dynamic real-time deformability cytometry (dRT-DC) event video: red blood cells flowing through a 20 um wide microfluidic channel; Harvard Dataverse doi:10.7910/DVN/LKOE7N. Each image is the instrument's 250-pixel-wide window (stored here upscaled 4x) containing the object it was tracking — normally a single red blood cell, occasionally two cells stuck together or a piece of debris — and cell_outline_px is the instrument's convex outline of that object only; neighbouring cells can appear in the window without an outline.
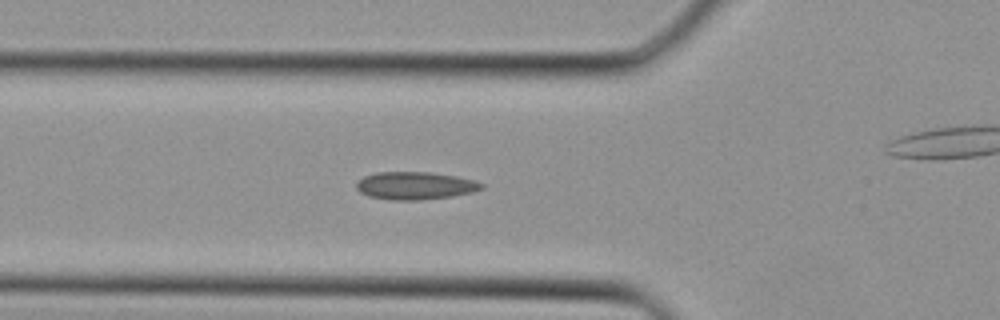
{"species": "Egyptian fruit bat (a non-hibernating species)", "species_latin": "Rousettus aegyptiacus", "temperature_condition": "cold", "stored_images_in_passage": 13, "camera_frame_rate_fps": 3000, "um_per_image_px": 0.085, "animal": {"sex": "female"}, "frame": {"image": 1, "passage_image": 4, "time_ms": 1.0, "image_size_px": [1000, 320], "cell_outline_px": [[484, 188], [472, 192], [452, 196], [420, 200], [388, 200], [368, 196], [360, 192], [356, 188], [356, 184], [364, 176], [376, 172], [428, 172], [456, 176], [476, 180], [484, 184]], "centroid_in_image_um": [35.3, 15.78], "position_along_channel_um": 90.5, "area_um2": 20.29}}
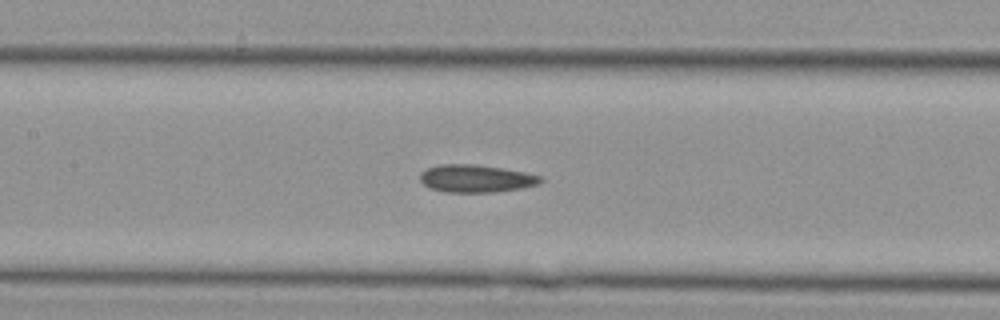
{"frame": {"image": 2, "passage_image": 8, "time_ms": 2.333, "image_size_px": [1000, 320], "cell_outline_px": [[544, 180], [540, 184], [520, 188], [492, 192], [444, 192], [432, 188], [424, 184], [420, 180], [420, 172], [428, 168], [440, 164], [476, 164], [524, 172], [540, 176]], "centroid_in_image_um": [40.45, 15.17], "position_along_channel_um": 166.9, "area_um2": 19.25}}
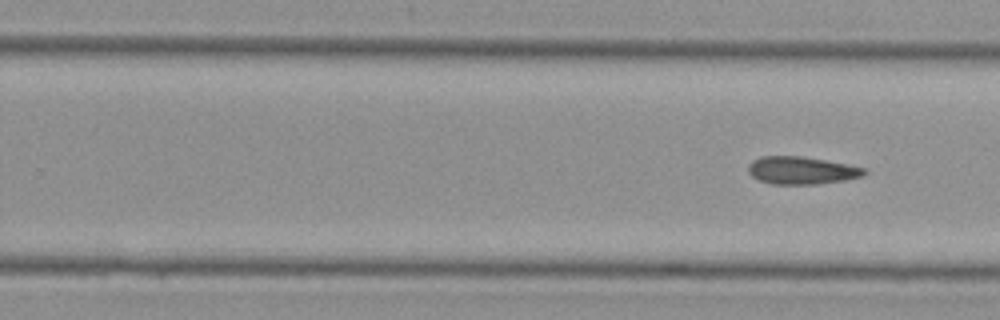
{"frame": {"image": 3, "passage_image": 13, "time_ms": 4.0, "image_size_px": [1000, 320], "cell_outline_px": [[868, 172], [864, 176], [844, 180], [816, 184], [772, 184], [760, 180], [752, 176], [748, 172], [748, 164], [752, 160], [760, 156], [800, 156], [848, 164], [864, 168]], "centroid_in_image_um": [68.12, 14.48], "position_along_channel_um": 261.7, "area_um2": 18.67}}